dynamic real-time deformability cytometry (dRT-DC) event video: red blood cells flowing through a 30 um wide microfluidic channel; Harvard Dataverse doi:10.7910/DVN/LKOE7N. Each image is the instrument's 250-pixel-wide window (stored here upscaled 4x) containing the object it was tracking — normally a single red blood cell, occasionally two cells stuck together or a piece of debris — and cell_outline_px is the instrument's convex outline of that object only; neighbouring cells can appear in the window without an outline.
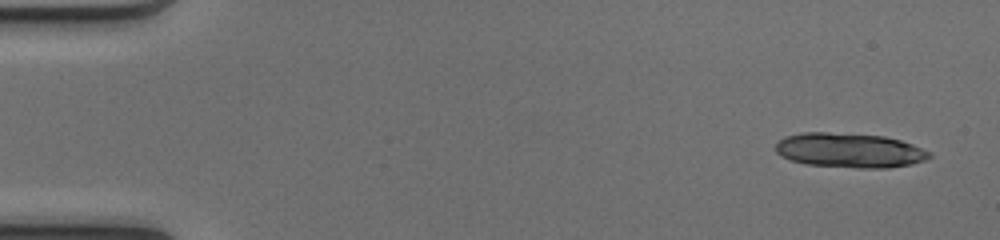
{"species": "common noctule bat (a hibernating species)", "species_latin": "Nyctalus noctula", "temperature_condition": "cold", "stored_images_in_passage": 15, "camera_frame_rate_fps": 3000, "um_per_image_px": 0.085, "animal": {"sex": "female", "body_mass_g": 17.0, "forearm_length_mm": 48.0}, "frame": {"image": 1, "passage_image": 1, "time_ms": 0.0, "image_size_px": [1000, 240], "cell_outline_px": [[932, 156], [924, 160], [912, 164], [888, 168], [856, 168], [808, 164], [792, 160], [780, 156], [776, 152], [776, 144], [784, 136], [804, 132], [828, 132], [884, 136], [900, 140], [912, 144], [932, 152]], "centroid_in_image_um": [72.23, 12.78], "position_along_channel_um": 12.8, "area_um2": 31.04}}